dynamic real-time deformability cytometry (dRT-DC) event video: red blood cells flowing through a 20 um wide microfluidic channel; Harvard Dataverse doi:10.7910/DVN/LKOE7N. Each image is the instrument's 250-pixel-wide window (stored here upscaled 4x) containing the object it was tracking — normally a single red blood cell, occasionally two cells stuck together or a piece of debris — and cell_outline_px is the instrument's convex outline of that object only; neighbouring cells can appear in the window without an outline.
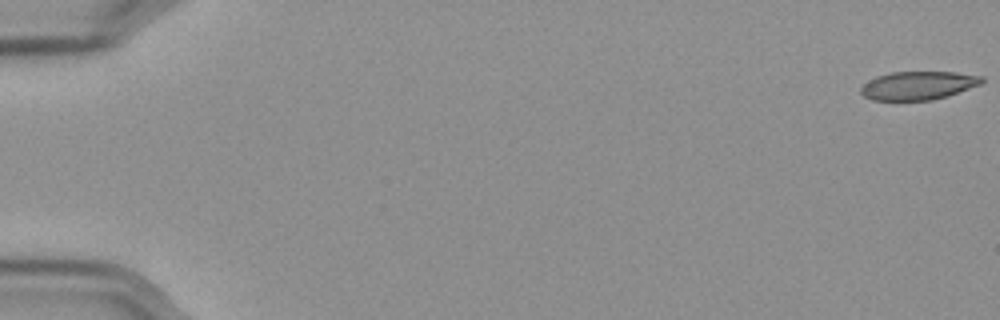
{"species": "Egyptian fruit bat (a non-hibernating species)", "species_latin": "Rousettus aegyptiacus", "temperature_condition": "cold", "stored_images_in_passage": 11, "camera_frame_rate_fps": 3000, "um_per_image_px": 0.085, "frame": {"image": 1, "passage_image": 1, "time_ms": 0.0, "image_size_px": [1000, 320], "cell_outline_px": [[984, 80], [980, 84], [932, 100], [872, 100], [864, 96], [860, 92], [860, 88], [868, 80], [876, 76], [892, 72], [956, 72], [984, 76]], "centroid_in_image_um": [78.01, 7.26], "position_along_channel_um": 7.0, "area_um2": 19.83}}